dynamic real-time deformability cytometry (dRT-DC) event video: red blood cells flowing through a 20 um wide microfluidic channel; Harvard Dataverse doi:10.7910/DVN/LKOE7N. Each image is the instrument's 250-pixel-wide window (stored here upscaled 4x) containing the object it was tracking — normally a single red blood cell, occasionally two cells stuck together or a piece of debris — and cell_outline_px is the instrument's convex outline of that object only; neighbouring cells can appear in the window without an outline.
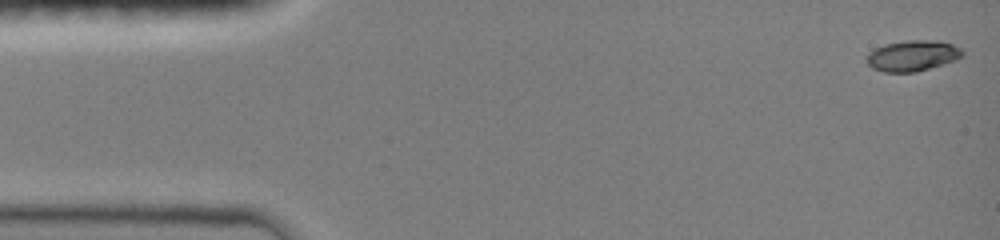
{"species": "common noctule bat (a hibernating species)", "species_latin": "Nyctalus noctula", "temperature_condition": "room temperature", "stored_images_in_passage": 47, "camera_frame_rate_fps": 3000, "um_per_image_px": 0.085, "animal": {"sex": "female", "body_mass_g": 19.0, "forearm_length_mm": 51.5}, "frame": {"image": 1, "passage_image": 1, "time_ms": 0.0, "image_size_px": [1000, 240], "cell_outline_px": [[964, 52], [956, 60], [916, 72], [884, 72], [872, 68], [868, 64], [868, 52], [884, 44], [908, 40], [936, 40], [952, 44], [960, 48]], "centroid_in_image_um": [77.56, 4.73], "position_along_channel_um": 7.4, "area_um2": 17.05}}
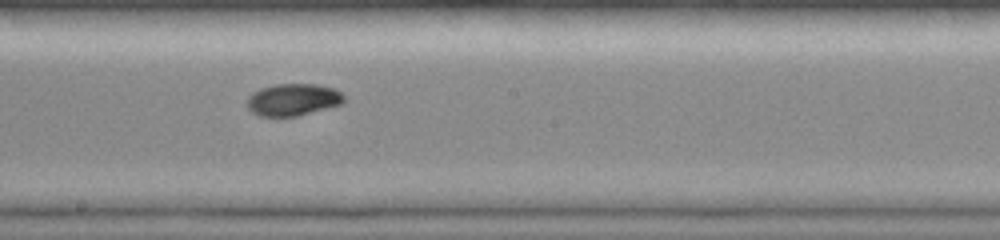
{"frame": {"image": 2, "passage_image": 26, "time_ms": 8.333, "image_size_px": [1000, 240], "cell_outline_px": [[348, 100], [340, 104], [296, 116], [260, 116], [252, 112], [248, 108], [248, 96], [252, 92], [260, 88], [276, 84], [316, 84], [336, 88]], "centroid_in_image_um": [24.92, 8.45], "position_along_channel_um": 223.3, "area_um2": 18.09}}
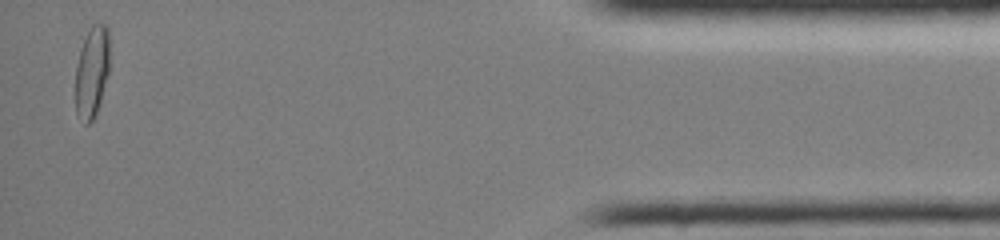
{"frame": {"image": 3, "passage_image": 46, "time_ms": 15.0, "image_size_px": [1000, 240], "cell_outline_px": [[108, 72], [96, 116], [88, 124], [84, 124], [76, 112], [76, 64], [84, 40], [92, 24], [104, 24], [108, 28]], "centroid_in_image_um": [7.8, 6.14], "position_along_channel_um": 427.4, "area_um2": 17.8}, "authors_computed_cell_mechanics": {"area_um2": 17.7446, "velocity_mm_per_s": 4.0441, "shape_relaxation_time_tau1_ms": 7.8775, "shape_relaxation_time_tau2_ms": 2.2113, "deformation_change_tau1": 0.2161, "deformation_change_tau2": 0.0266}}